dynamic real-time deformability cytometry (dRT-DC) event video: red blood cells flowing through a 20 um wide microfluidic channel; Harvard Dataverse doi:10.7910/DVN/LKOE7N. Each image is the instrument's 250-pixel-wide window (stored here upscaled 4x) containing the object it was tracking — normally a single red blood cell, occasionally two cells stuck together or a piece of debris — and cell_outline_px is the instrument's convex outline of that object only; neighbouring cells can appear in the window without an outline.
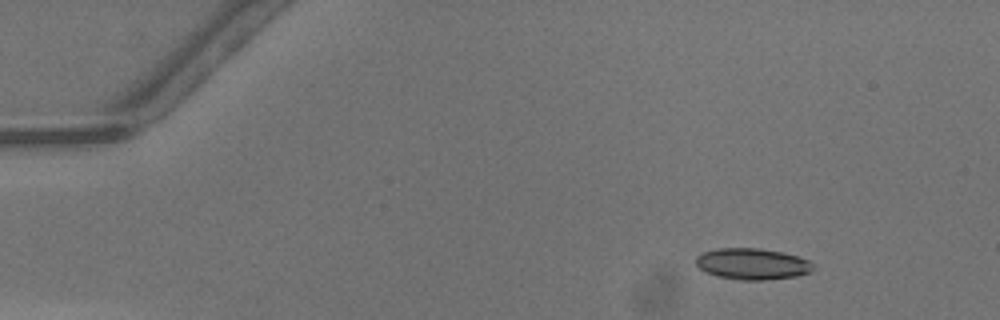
{"species": "common noctule bat (a hibernating species)", "species_latin": "Nyctalus noctula", "temperature_condition": "warm", "stored_images_in_passage": 34, "camera_frame_rate_fps": 3000, "um_per_image_px": 0.085, "animal": {"sex": "male", "body_mass_g": 13.3}, "frame": {"image": 1, "passage_image": 1, "time_ms": 0.0, "image_size_px": [1000, 320], "cell_outline_px": [[816, 268], [812, 272], [796, 276], [764, 280], [736, 280], [720, 276], [708, 272], [700, 268], [696, 264], [696, 256], [700, 252], [716, 248], [760, 248], [784, 252], [800, 256], [808, 260]], "centroid_in_image_um": [63.98, 22.42], "position_along_channel_um": 21.0, "area_um2": 21.62}}
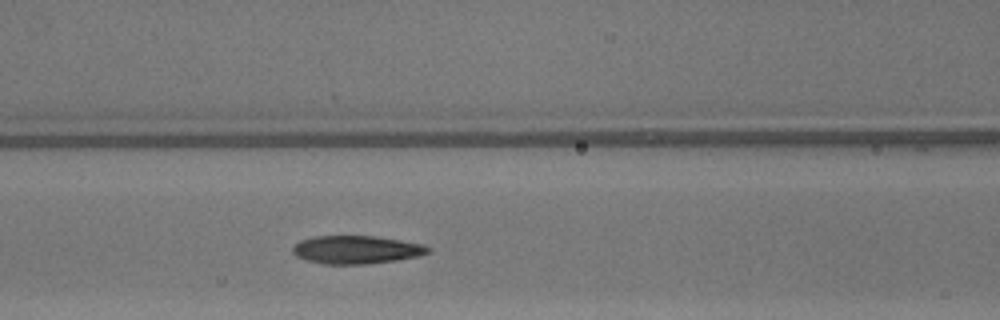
{"frame": {"image": 2, "passage_image": 16, "time_ms": 5.0, "image_size_px": [1000, 320], "cell_outline_px": [[432, 248], [428, 252], [420, 256], [396, 260], [368, 264], [324, 264], [308, 260], [296, 256], [292, 252], [292, 248], [300, 240], [312, 236], [376, 236], [424, 244]], "centroid_in_image_um": [30.31, 21.22], "position_along_channel_um": 136.3, "area_um2": 22.25}}
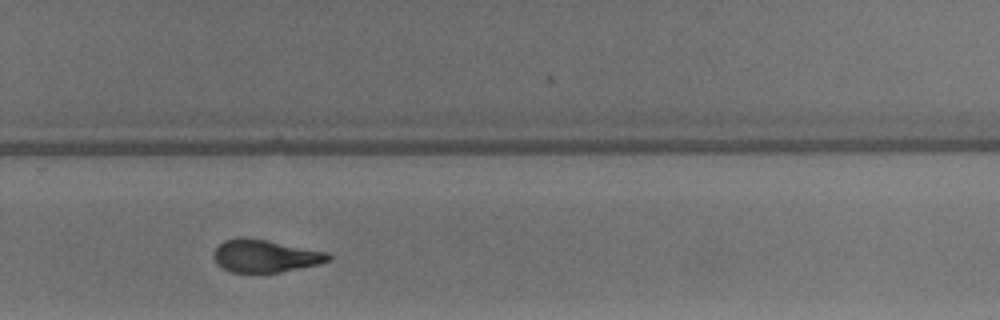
{"frame": {"image": 3, "passage_image": 28, "time_ms": 9.0, "image_size_px": [1000, 320], "cell_outline_px": [[332, 260], [320, 264], [280, 272], [232, 272], [216, 264], [212, 256], [216, 248], [224, 240], [240, 236], [264, 240], [328, 252], [332, 256]], "centroid_in_image_um": [22.54, 21.76], "position_along_channel_um": 307.3, "area_um2": 21.73}, "authors_computed_cell_mechanics": {"area_um2": 22.253, "velocity_mm_per_s": 4.2909, "shape_relaxation_time_tau1_ms": 4.119, "shape_relaxation_time_tau2_ms": 2.3977, "deformation_change_tau1": 0.2068, "deformation_change_tau2": 0.1136}}